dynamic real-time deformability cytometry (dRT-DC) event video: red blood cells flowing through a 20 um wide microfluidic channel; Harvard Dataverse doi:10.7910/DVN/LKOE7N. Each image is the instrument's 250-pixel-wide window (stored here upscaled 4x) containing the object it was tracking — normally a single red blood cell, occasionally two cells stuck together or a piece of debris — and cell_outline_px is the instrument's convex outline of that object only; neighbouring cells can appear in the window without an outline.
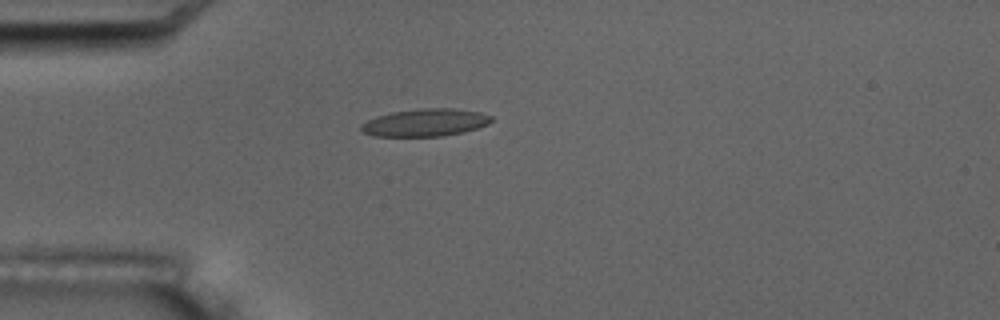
{"species": "common noctule bat (a hibernating species)", "species_latin": "Nyctalus noctula", "temperature_condition": "room temperature", "stored_images_in_passage": 5, "camera_frame_rate_fps": 3000, "um_per_image_px": 0.085, "animal": {"sex": "male", "body_mass_g": 17.5, "forearm_length_mm": 52.3}, "frame": {"image": 1, "passage_image": 5, "time_ms": 4.667, "image_size_px": [1000, 320], "cell_outline_px": [[492, 120], [488, 124], [464, 132], [444, 136], [372, 136], [364, 132], [360, 128], [368, 120], [376, 116], [392, 112], [420, 108], [452, 108], [480, 112], [492, 116]], "centroid_in_image_um": [36.17, 10.41], "position_along_channel_um": 48.8, "area_um2": 20.81}}